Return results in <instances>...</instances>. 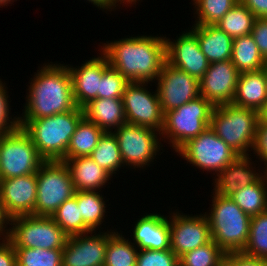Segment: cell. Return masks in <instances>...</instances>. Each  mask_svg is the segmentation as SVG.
Returning a JSON list of instances; mask_svg holds the SVG:
<instances>
[{"mask_svg": "<svg viewBox=\"0 0 267 266\" xmlns=\"http://www.w3.org/2000/svg\"><path fill=\"white\" fill-rule=\"evenodd\" d=\"M103 44L100 52L108 59L109 66L129 82H154L166 62L164 36L138 35Z\"/></svg>", "mask_w": 267, "mask_h": 266, "instance_id": "cell-1", "label": "cell"}, {"mask_svg": "<svg viewBox=\"0 0 267 266\" xmlns=\"http://www.w3.org/2000/svg\"><path fill=\"white\" fill-rule=\"evenodd\" d=\"M50 63L41 66L29 82L25 109L22 116H18L19 127L28 120L49 117L77 107L68 65Z\"/></svg>", "mask_w": 267, "mask_h": 266, "instance_id": "cell-2", "label": "cell"}, {"mask_svg": "<svg viewBox=\"0 0 267 266\" xmlns=\"http://www.w3.org/2000/svg\"><path fill=\"white\" fill-rule=\"evenodd\" d=\"M83 116V108L76 107L64 113L28 120L22 129L29 135L45 161H61Z\"/></svg>", "mask_w": 267, "mask_h": 266, "instance_id": "cell-3", "label": "cell"}, {"mask_svg": "<svg viewBox=\"0 0 267 266\" xmlns=\"http://www.w3.org/2000/svg\"><path fill=\"white\" fill-rule=\"evenodd\" d=\"M212 208L205 215L211 239L225 252H242L247 244L251 217L229 197L213 192Z\"/></svg>", "mask_w": 267, "mask_h": 266, "instance_id": "cell-4", "label": "cell"}, {"mask_svg": "<svg viewBox=\"0 0 267 266\" xmlns=\"http://www.w3.org/2000/svg\"><path fill=\"white\" fill-rule=\"evenodd\" d=\"M258 123V111L230 103L213 107L210 127L238 155H248L254 146Z\"/></svg>", "mask_w": 267, "mask_h": 266, "instance_id": "cell-5", "label": "cell"}, {"mask_svg": "<svg viewBox=\"0 0 267 266\" xmlns=\"http://www.w3.org/2000/svg\"><path fill=\"white\" fill-rule=\"evenodd\" d=\"M213 105L204 97L198 98L170 110L164 115L161 139L165 138L175 152L188 140L197 137L210 127Z\"/></svg>", "mask_w": 267, "mask_h": 266, "instance_id": "cell-6", "label": "cell"}, {"mask_svg": "<svg viewBox=\"0 0 267 266\" xmlns=\"http://www.w3.org/2000/svg\"><path fill=\"white\" fill-rule=\"evenodd\" d=\"M10 225L7 239L14 248L63 249L68 238L51 216L13 217Z\"/></svg>", "mask_w": 267, "mask_h": 266, "instance_id": "cell-7", "label": "cell"}, {"mask_svg": "<svg viewBox=\"0 0 267 266\" xmlns=\"http://www.w3.org/2000/svg\"><path fill=\"white\" fill-rule=\"evenodd\" d=\"M37 198L35 216H52L75 188L67 166L62 161H45L36 173Z\"/></svg>", "mask_w": 267, "mask_h": 266, "instance_id": "cell-8", "label": "cell"}, {"mask_svg": "<svg viewBox=\"0 0 267 266\" xmlns=\"http://www.w3.org/2000/svg\"><path fill=\"white\" fill-rule=\"evenodd\" d=\"M45 162L29 135L18 127L0 139V179L37 173Z\"/></svg>", "mask_w": 267, "mask_h": 266, "instance_id": "cell-9", "label": "cell"}, {"mask_svg": "<svg viewBox=\"0 0 267 266\" xmlns=\"http://www.w3.org/2000/svg\"><path fill=\"white\" fill-rule=\"evenodd\" d=\"M176 153L187 163L203 171H212L216 174L215 177L239 156L216 135L211 127L188 140Z\"/></svg>", "mask_w": 267, "mask_h": 266, "instance_id": "cell-10", "label": "cell"}, {"mask_svg": "<svg viewBox=\"0 0 267 266\" xmlns=\"http://www.w3.org/2000/svg\"><path fill=\"white\" fill-rule=\"evenodd\" d=\"M112 133L119 145L124 166L130 168L132 166L134 169H143L146 165L148 167L163 146L160 142L161 132L148 127L125 123Z\"/></svg>", "mask_w": 267, "mask_h": 266, "instance_id": "cell-11", "label": "cell"}, {"mask_svg": "<svg viewBox=\"0 0 267 266\" xmlns=\"http://www.w3.org/2000/svg\"><path fill=\"white\" fill-rule=\"evenodd\" d=\"M148 82H129L125 87L122 101L126 121L162 132L164 113L157 91H148ZM154 93V94H153Z\"/></svg>", "mask_w": 267, "mask_h": 266, "instance_id": "cell-12", "label": "cell"}, {"mask_svg": "<svg viewBox=\"0 0 267 266\" xmlns=\"http://www.w3.org/2000/svg\"><path fill=\"white\" fill-rule=\"evenodd\" d=\"M156 82L164 114L200 96L199 80L167 62L163 64Z\"/></svg>", "mask_w": 267, "mask_h": 266, "instance_id": "cell-13", "label": "cell"}, {"mask_svg": "<svg viewBox=\"0 0 267 266\" xmlns=\"http://www.w3.org/2000/svg\"><path fill=\"white\" fill-rule=\"evenodd\" d=\"M171 214L169 216L171 250L178 258L211 240L209 221L205 214L189 216L183 213L181 215L178 211Z\"/></svg>", "mask_w": 267, "mask_h": 266, "instance_id": "cell-14", "label": "cell"}, {"mask_svg": "<svg viewBox=\"0 0 267 266\" xmlns=\"http://www.w3.org/2000/svg\"><path fill=\"white\" fill-rule=\"evenodd\" d=\"M166 62L200 80L207 71L210 62L200 49L196 34L186 31L171 41L166 38Z\"/></svg>", "mask_w": 267, "mask_h": 266, "instance_id": "cell-15", "label": "cell"}, {"mask_svg": "<svg viewBox=\"0 0 267 266\" xmlns=\"http://www.w3.org/2000/svg\"><path fill=\"white\" fill-rule=\"evenodd\" d=\"M107 245L108 230L68 236L63 247L62 266H104Z\"/></svg>", "mask_w": 267, "mask_h": 266, "instance_id": "cell-16", "label": "cell"}, {"mask_svg": "<svg viewBox=\"0 0 267 266\" xmlns=\"http://www.w3.org/2000/svg\"><path fill=\"white\" fill-rule=\"evenodd\" d=\"M239 74L231 60L210 63L199 80L200 96L213 106L232 103Z\"/></svg>", "mask_w": 267, "mask_h": 266, "instance_id": "cell-17", "label": "cell"}, {"mask_svg": "<svg viewBox=\"0 0 267 266\" xmlns=\"http://www.w3.org/2000/svg\"><path fill=\"white\" fill-rule=\"evenodd\" d=\"M36 173L0 179V201L10 218L35 215Z\"/></svg>", "mask_w": 267, "mask_h": 266, "instance_id": "cell-18", "label": "cell"}, {"mask_svg": "<svg viewBox=\"0 0 267 266\" xmlns=\"http://www.w3.org/2000/svg\"><path fill=\"white\" fill-rule=\"evenodd\" d=\"M77 68L68 66L72 90L77 107L83 108L90 101L100 98V80L103 70L109 65L108 59L101 52Z\"/></svg>", "mask_w": 267, "mask_h": 266, "instance_id": "cell-19", "label": "cell"}, {"mask_svg": "<svg viewBox=\"0 0 267 266\" xmlns=\"http://www.w3.org/2000/svg\"><path fill=\"white\" fill-rule=\"evenodd\" d=\"M164 215L150 213L136 220L133 227V244L139 250L171 249L169 220Z\"/></svg>", "mask_w": 267, "mask_h": 266, "instance_id": "cell-20", "label": "cell"}, {"mask_svg": "<svg viewBox=\"0 0 267 266\" xmlns=\"http://www.w3.org/2000/svg\"><path fill=\"white\" fill-rule=\"evenodd\" d=\"M249 155H239L217 175L218 178L215 177L213 192L223 197H230L240 188L256 182L263 175L260 169L256 172L255 166H251L254 163L250 162L252 160Z\"/></svg>", "mask_w": 267, "mask_h": 266, "instance_id": "cell-21", "label": "cell"}, {"mask_svg": "<svg viewBox=\"0 0 267 266\" xmlns=\"http://www.w3.org/2000/svg\"><path fill=\"white\" fill-rule=\"evenodd\" d=\"M67 166L76 191H101L112 177L93 159L87 157H76L62 159Z\"/></svg>", "mask_w": 267, "mask_h": 266, "instance_id": "cell-22", "label": "cell"}, {"mask_svg": "<svg viewBox=\"0 0 267 266\" xmlns=\"http://www.w3.org/2000/svg\"><path fill=\"white\" fill-rule=\"evenodd\" d=\"M267 103V79L264 70L240 73L232 104L260 111Z\"/></svg>", "mask_w": 267, "mask_h": 266, "instance_id": "cell-23", "label": "cell"}, {"mask_svg": "<svg viewBox=\"0 0 267 266\" xmlns=\"http://www.w3.org/2000/svg\"><path fill=\"white\" fill-rule=\"evenodd\" d=\"M200 49L210 63L231 60L233 38L216 25H194Z\"/></svg>", "mask_w": 267, "mask_h": 266, "instance_id": "cell-24", "label": "cell"}, {"mask_svg": "<svg viewBox=\"0 0 267 266\" xmlns=\"http://www.w3.org/2000/svg\"><path fill=\"white\" fill-rule=\"evenodd\" d=\"M83 111L104 132H112L127 123L122 99L97 98L85 105Z\"/></svg>", "mask_w": 267, "mask_h": 266, "instance_id": "cell-25", "label": "cell"}, {"mask_svg": "<svg viewBox=\"0 0 267 266\" xmlns=\"http://www.w3.org/2000/svg\"><path fill=\"white\" fill-rule=\"evenodd\" d=\"M103 133L101 128L83 116L76 126L63 159L90 156Z\"/></svg>", "mask_w": 267, "mask_h": 266, "instance_id": "cell-26", "label": "cell"}, {"mask_svg": "<svg viewBox=\"0 0 267 266\" xmlns=\"http://www.w3.org/2000/svg\"><path fill=\"white\" fill-rule=\"evenodd\" d=\"M231 61L239 73L259 71L266 64L251 34L233 39Z\"/></svg>", "mask_w": 267, "mask_h": 266, "instance_id": "cell-27", "label": "cell"}, {"mask_svg": "<svg viewBox=\"0 0 267 266\" xmlns=\"http://www.w3.org/2000/svg\"><path fill=\"white\" fill-rule=\"evenodd\" d=\"M237 206L250 217L267 211V184L263 176L256 182L240 188L230 196Z\"/></svg>", "mask_w": 267, "mask_h": 266, "instance_id": "cell-28", "label": "cell"}, {"mask_svg": "<svg viewBox=\"0 0 267 266\" xmlns=\"http://www.w3.org/2000/svg\"><path fill=\"white\" fill-rule=\"evenodd\" d=\"M138 250L131 240L110 229L104 266H136Z\"/></svg>", "mask_w": 267, "mask_h": 266, "instance_id": "cell-29", "label": "cell"}, {"mask_svg": "<svg viewBox=\"0 0 267 266\" xmlns=\"http://www.w3.org/2000/svg\"><path fill=\"white\" fill-rule=\"evenodd\" d=\"M89 157L111 176L117 173L116 171H119L121 166L124 167L119 145L112 132H104L102 134Z\"/></svg>", "mask_w": 267, "mask_h": 266, "instance_id": "cell-30", "label": "cell"}, {"mask_svg": "<svg viewBox=\"0 0 267 266\" xmlns=\"http://www.w3.org/2000/svg\"><path fill=\"white\" fill-rule=\"evenodd\" d=\"M98 191H76V200L80 208V215L83 222L92 230L101 228L105 213L106 204L104 197ZM98 228V229H97Z\"/></svg>", "mask_w": 267, "mask_h": 266, "instance_id": "cell-31", "label": "cell"}, {"mask_svg": "<svg viewBox=\"0 0 267 266\" xmlns=\"http://www.w3.org/2000/svg\"><path fill=\"white\" fill-rule=\"evenodd\" d=\"M255 15L240 1L233 6L216 24L233 39L251 34Z\"/></svg>", "mask_w": 267, "mask_h": 266, "instance_id": "cell-32", "label": "cell"}, {"mask_svg": "<svg viewBox=\"0 0 267 266\" xmlns=\"http://www.w3.org/2000/svg\"><path fill=\"white\" fill-rule=\"evenodd\" d=\"M56 224L68 235H80L92 230L83 222L80 208L76 200V192L73 197L67 199L51 216Z\"/></svg>", "mask_w": 267, "mask_h": 266, "instance_id": "cell-33", "label": "cell"}, {"mask_svg": "<svg viewBox=\"0 0 267 266\" xmlns=\"http://www.w3.org/2000/svg\"><path fill=\"white\" fill-rule=\"evenodd\" d=\"M242 253L267 260V211L251 217L249 237Z\"/></svg>", "mask_w": 267, "mask_h": 266, "instance_id": "cell-34", "label": "cell"}, {"mask_svg": "<svg viewBox=\"0 0 267 266\" xmlns=\"http://www.w3.org/2000/svg\"><path fill=\"white\" fill-rule=\"evenodd\" d=\"M225 252L211 239L208 243L184 253L179 266H221Z\"/></svg>", "mask_w": 267, "mask_h": 266, "instance_id": "cell-35", "label": "cell"}, {"mask_svg": "<svg viewBox=\"0 0 267 266\" xmlns=\"http://www.w3.org/2000/svg\"><path fill=\"white\" fill-rule=\"evenodd\" d=\"M17 266H62L63 249L14 248Z\"/></svg>", "mask_w": 267, "mask_h": 266, "instance_id": "cell-36", "label": "cell"}, {"mask_svg": "<svg viewBox=\"0 0 267 266\" xmlns=\"http://www.w3.org/2000/svg\"><path fill=\"white\" fill-rule=\"evenodd\" d=\"M196 23L193 25H216L239 0H193Z\"/></svg>", "mask_w": 267, "mask_h": 266, "instance_id": "cell-37", "label": "cell"}, {"mask_svg": "<svg viewBox=\"0 0 267 266\" xmlns=\"http://www.w3.org/2000/svg\"><path fill=\"white\" fill-rule=\"evenodd\" d=\"M129 81L109 65L103 70L100 80V98L122 99Z\"/></svg>", "mask_w": 267, "mask_h": 266, "instance_id": "cell-38", "label": "cell"}, {"mask_svg": "<svg viewBox=\"0 0 267 266\" xmlns=\"http://www.w3.org/2000/svg\"><path fill=\"white\" fill-rule=\"evenodd\" d=\"M136 266H179V258L171 250H138Z\"/></svg>", "mask_w": 267, "mask_h": 266, "instance_id": "cell-39", "label": "cell"}, {"mask_svg": "<svg viewBox=\"0 0 267 266\" xmlns=\"http://www.w3.org/2000/svg\"><path fill=\"white\" fill-rule=\"evenodd\" d=\"M6 88L0 79V134L11 132L19 127L18 117L14 116L13 119L12 116L9 117L11 108L9 107V96Z\"/></svg>", "mask_w": 267, "mask_h": 266, "instance_id": "cell-40", "label": "cell"}, {"mask_svg": "<svg viewBox=\"0 0 267 266\" xmlns=\"http://www.w3.org/2000/svg\"><path fill=\"white\" fill-rule=\"evenodd\" d=\"M221 266H267V260L242 252L225 253Z\"/></svg>", "mask_w": 267, "mask_h": 266, "instance_id": "cell-41", "label": "cell"}, {"mask_svg": "<svg viewBox=\"0 0 267 266\" xmlns=\"http://www.w3.org/2000/svg\"><path fill=\"white\" fill-rule=\"evenodd\" d=\"M251 35L257 44L259 53L267 62V18H256Z\"/></svg>", "mask_w": 267, "mask_h": 266, "instance_id": "cell-42", "label": "cell"}, {"mask_svg": "<svg viewBox=\"0 0 267 266\" xmlns=\"http://www.w3.org/2000/svg\"><path fill=\"white\" fill-rule=\"evenodd\" d=\"M253 152L256 155V158L260 160V162L267 161V124L266 123H258L256 139L253 146ZM258 156V157H257Z\"/></svg>", "mask_w": 267, "mask_h": 266, "instance_id": "cell-43", "label": "cell"}, {"mask_svg": "<svg viewBox=\"0 0 267 266\" xmlns=\"http://www.w3.org/2000/svg\"><path fill=\"white\" fill-rule=\"evenodd\" d=\"M0 242V266H17L16 253L12 243L6 238Z\"/></svg>", "mask_w": 267, "mask_h": 266, "instance_id": "cell-44", "label": "cell"}, {"mask_svg": "<svg viewBox=\"0 0 267 266\" xmlns=\"http://www.w3.org/2000/svg\"><path fill=\"white\" fill-rule=\"evenodd\" d=\"M256 18H267V0H239Z\"/></svg>", "mask_w": 267, "mask_h": 266, "instance_id": "cell-45", "label": "cell"}, {"mask_svg": "<svg viewBox=\"0 0 267 266\" xmlns=\"http://www.w3.org/2000/svg\"><path fill=\"white\" fill-rule=\"evenodd\" d=\"M10 217L7 215L4 206L2 205L0 201V240L8 238L9 235V229L8 224L10 226ZM7 227V229H6ZM3 236V237H2Z\"/></svg>", "mask_w": 267, "mask_h": 266, "instance_id": "cell-46", "label": "cell"}, {"mask_svg": "<svg viewBox=\"0 0 267 266\" xmlns=\"http://www.w3.org/2000/svg\"><path fill=\"white\" fill-rule=\"evenodd\" d=\"M89 2H91L94 6L98 7L99 10L102 8V10L106 11H112V9H116L115 7H117L119 4H128L125 0H87ZM120 2V3H119ZM119 3V4H117ZM117 4V5H116Z\"/></svg>", "mask_w": 267, "mask_h": 266, "instance_id": "cell-47", "label": "cell"}, {"mask_svg": "<svg viewBox=\"0 0 267 266\" xmlns=\"http://www.w3.org/2000/svg\"><path fill=\"white\" fill-rule=\"evenodd\" d=\"M259 123H266L267 124V103L259 111Z\"/></svg>", "mask_w": 267, "mask_h": 266, "instance_id": "cell-48", "label": "cell"}, {"mask_svg": "<svg viewBox=\"0 0 267 266\" xmlns=\"http://www.w3.org/2000/svg\"><path fill=\"white\" fill-rule=\"evenodd\" d=\"M266 165V166H265ZM264 166H265V168H263L261 171H263V173L262 174H264V175H262L263 176V178H264V180L266 181V184H267V161L264 163ZM265 169V170H264Z\"/></svg>", "mask_w": 267, "mask_h": 266, "instance_id": "cell-49", "label": "cell"}, {"mask_svg": "<svg viewBox=\"0 0 267 266\" xmlns=\"http://www.w3.org/2000/svg\"><path fill=\"white\" fill-rule=\"evenodd\" d=\"M11 2H14V0H0V7L7 6L8 3L10 4Z\"/></svg>", "mask_w": 267, "mask_h": 266, "instance_id": "cell-50", "label": "cell"}, {"mask_svg": "<svg viewBox=\"0 0 267 266\" xmlns=\"http://www.w3.org/2000/svg\"><path fill=\"white\" fill-rule=\"evenodd\" d=\"M263 70H264V73H265V75H266V79H267V62H266V64H265Z\"/></svg>", "mask_w": 267, "mask_h": 266, "instance_id": "cell-51", "label": "cell"}]
</instances>
